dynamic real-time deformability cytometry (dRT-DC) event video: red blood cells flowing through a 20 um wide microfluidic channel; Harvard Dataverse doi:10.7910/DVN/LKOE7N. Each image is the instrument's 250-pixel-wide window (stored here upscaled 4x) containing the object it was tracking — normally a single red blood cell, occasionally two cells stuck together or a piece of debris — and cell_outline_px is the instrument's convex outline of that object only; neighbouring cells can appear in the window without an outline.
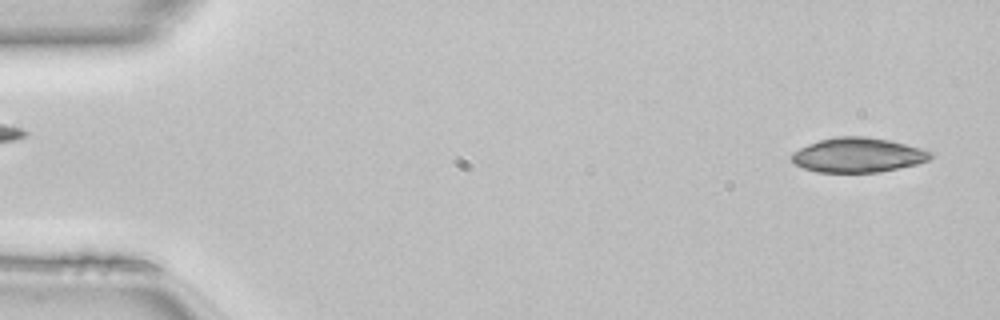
{"species": "common noctule bat (a hibernating species)", "species_latin": "Nyctalus noctula", "temperature_condition": "room temperature", "stored_images_in_passage": 49, "camera_frame_rate_fps": 3000, "um_per_image_px": 0.085, "animal": {"sex": "female", "body_mass_g": 22.7, "forearm_length_mm": 54.2}, "frame": {"image": 1, "passage_image": 3, "time_ms": 0.667, "image_size_px": [1000, 320], "cell_outline_px": [[932, 156], [928, 160], [916, 164], [876, 172], [816, 172], [804, 168], [796, 164], [792, 160], [792, 152], [808, 144], [820, 140], [836, 136], [864, 136], [888, 140], [920, 148], [932, 152]], "centroid_in_image_um": [72.89, 13.17], "position_along_channel_um": 12.1, "area_um2": 27.63}}
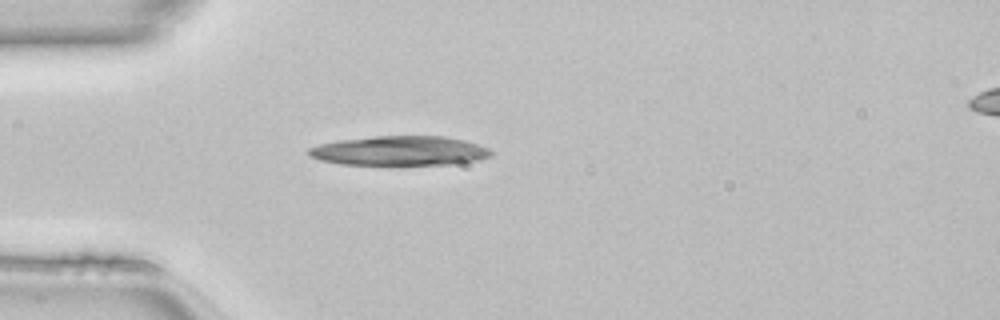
{"frame": {"image": 2, "passage_image": 14, "time_ms": 4.333, "image_size_px": [1000, 320], "cell_outline_px": [[492, 156], [476, 160], [448, 164], [340, 164], [320, 160], [312, 156], [308, 152], [308, 148], [320, 144], [340, 140], [372, 136], [444, 136], [464, 140], [488, 148], [492, 152]], "centroid_in_image_um": [33.97, 12.81], "position_along_channel_um": 51.0, "area_um2": 30.92}}
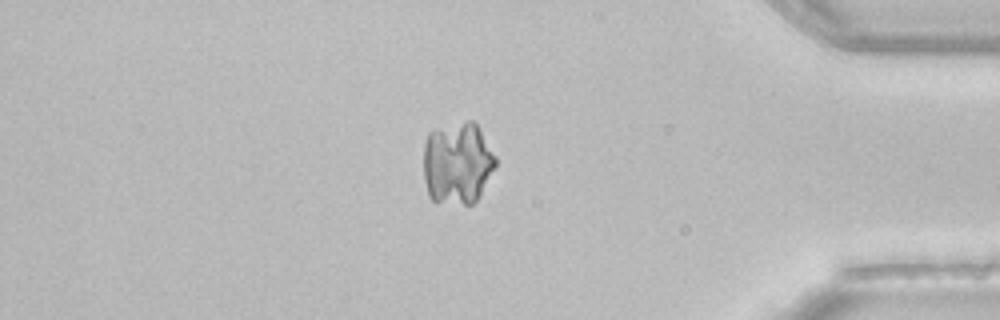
{"frame": {"image": 3, "passage_image": 42, "time_ms": 13.667, "image_size_px": [1000, 320], "cell_outline_px": [[496, 168], [480, 196], [472, 204], [436, 204], [428, 196], [424, 180], [424, 144], [428, 132], [432, 128], [468, 120], [472, 120], [476, 124], [496, 156]], "centroid_in_image_um": [38.87, 13.89], "position_along_channel_um": 396.3, "area_um2": 35.43}}